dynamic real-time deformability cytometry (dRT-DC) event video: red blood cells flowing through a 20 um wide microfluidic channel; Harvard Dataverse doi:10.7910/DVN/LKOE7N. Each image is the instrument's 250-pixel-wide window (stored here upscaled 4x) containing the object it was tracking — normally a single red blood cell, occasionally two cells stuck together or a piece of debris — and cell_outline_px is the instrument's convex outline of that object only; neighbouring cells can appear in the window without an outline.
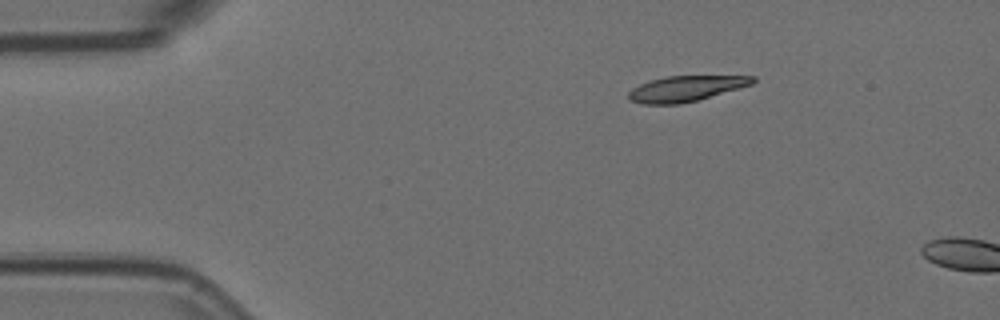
{"species": "Egyptian fruit bat (a non-hibernating species)", "species_latin": "Rousettus aegyptiacus", "temperature_condition": "room temperature", "stored_images_in_passage": 2, "camera_frame_rate_fps": 3000, "um_per_image_px": 0.085, "animal": {"sex": "female"}, "frame": {"image": 1, "passage_image": 1, "time_ms": 0.0, "image_size_px": [1000, 320], "cell_outline_px": [[756, 80], [752, 84], [696, 100], [680, 104], [644, 104], [628, 100], [628, 92], [632, 88], [640, 84], [652, 80], [668, 76], [756, 76]], "centroid_in_image_um": [58.25, 7.53], "position_along_channel_um": 26.7, "area_um2": 18.21}}